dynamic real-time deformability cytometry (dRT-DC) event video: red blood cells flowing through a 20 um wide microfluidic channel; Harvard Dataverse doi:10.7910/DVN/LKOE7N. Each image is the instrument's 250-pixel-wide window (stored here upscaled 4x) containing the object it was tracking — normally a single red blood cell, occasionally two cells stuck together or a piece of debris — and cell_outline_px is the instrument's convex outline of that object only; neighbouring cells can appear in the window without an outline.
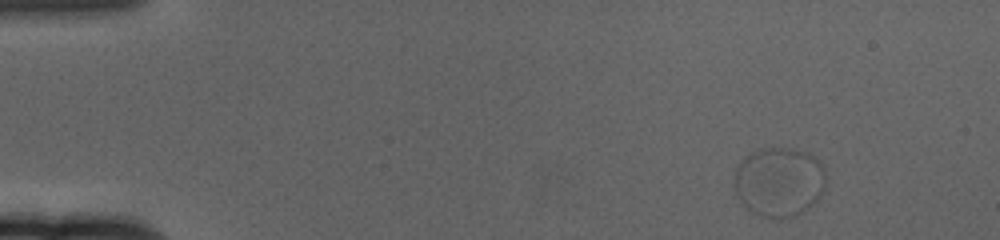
{"species": "human", "species_latin": "Homo sapiens", "temperature_condition": "cold", "stored_images_in_passage": 56, "segment_of_instrument_passage": [1, 2], "camera_frame_rate_fps": 3000, "um_per_image_px": 0.085, "donor": {"sex": "female"}, "frame": {"image": 1, "passage_image": 1, "time_ms": 0.0, "image_size_px": [1000, 240], "cell_outline_px": [[824, 188], [820, 196], [808, 208], [796, 216], [780, 220], [772, 220], [760, 216], [752, 212], [736, 196], [732, 184], [736, 168], [752, 152], [760, 148], [792, 148], [808, 152], [816, 156], [820, 160], [824, 168]], "centroid_in_image_um": [66.22, 15.48], "position_along_channel_um": 18.8, "area_um2": 37.69}}